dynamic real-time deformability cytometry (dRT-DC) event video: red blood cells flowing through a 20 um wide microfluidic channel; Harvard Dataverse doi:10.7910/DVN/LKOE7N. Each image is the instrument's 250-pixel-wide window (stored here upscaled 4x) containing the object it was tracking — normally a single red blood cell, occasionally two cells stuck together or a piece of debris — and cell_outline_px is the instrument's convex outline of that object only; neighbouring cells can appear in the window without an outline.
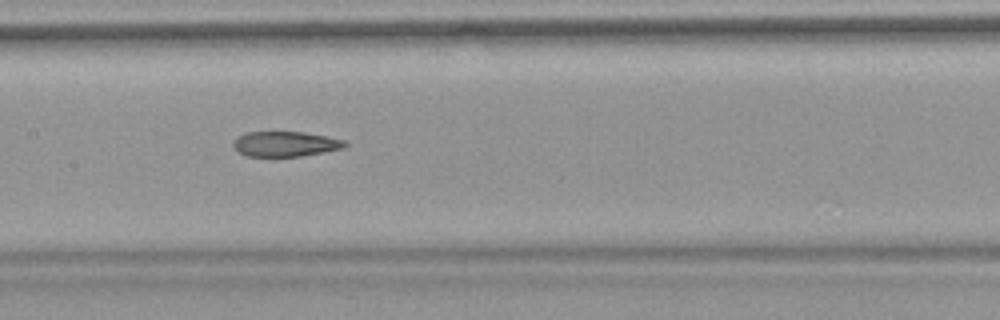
{"species": "common noctule bat (a hibernating species)", "species_latin": "Nyctalus noctula", "temperature_condition": "warm", "stored_images_in_passage": 14, "camera_frame_rate_fps": 3000, "um_per_image_px": 0.085, "animal": {"sex": "female", "body_mass_g": 18.4}, "frame": {"image": 1, "passage_image": 7, "time_ms": 8.0, "image_size_px": [1000, 320], "cell_outline_px": [[348, 144], [344, 148], [324, 152], [300, 156], [248, 156], [236, 152], [232, 144], [236, 136], [244, 132], [304, 132], [328, 136], [348, 140]], "centroid_in_image_um": [24.26, 12.23], "position_along_channel_um": 183.1, "area_um2": 16.65}}